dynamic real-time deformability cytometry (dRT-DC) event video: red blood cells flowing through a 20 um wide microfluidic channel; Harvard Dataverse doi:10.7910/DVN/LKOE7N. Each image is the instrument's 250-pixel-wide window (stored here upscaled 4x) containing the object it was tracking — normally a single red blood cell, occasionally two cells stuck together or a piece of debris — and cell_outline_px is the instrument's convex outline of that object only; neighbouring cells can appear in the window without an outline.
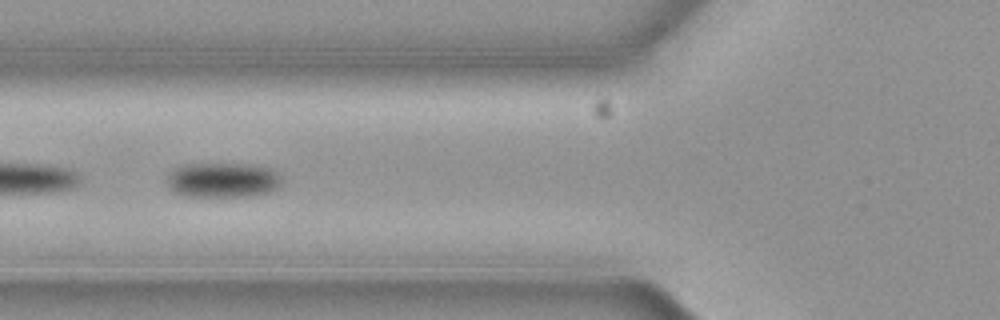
{"species": "common noctule bat (a hibernating species)", "species_latin": "Nyctalus noctula", "temperature_condition": "cold", "stored_images_in_passage": 17, "camera_frame_rate_fps": 3000, "um_per_image_px": 0.085, "animal": {"sex": "female", "body_mass_g": 19.3, "forearm_length_mm": 54.1}, "frame": {"image": 1, "passage_image": 15, "time_ms": 4.667, "image_size_px": [1000, 320], "cell_outline_px": [[280, 184], [276, 188], [268, 192], [252, 196], [184, 196], [172, 192], [168, 188], [164, 180], [176, 168], [184, 164], [252, 164], [272, 168], [280, 176]], "centroid_in_image_um": [18.89, 15.3], "position_along_channel_um": 106.9, "area_um2": 23.52}}